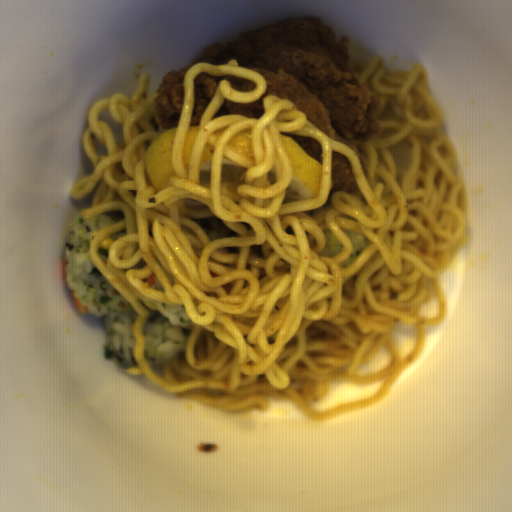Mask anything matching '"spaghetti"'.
Listing matches in <instances>:
<instances>
[{
  "instance_id": "c7327b10",
  "label": "spaghetti",
  "mask_w": 512,
  "mask_h": 512,
  "mask_svg": "<svg viewBox=\"0 0 512 512\" xmlns=\"http://www.w3.org/2000/svg\"><path fill=\"white\" fill-rule=\"evenodd\" d=\"M356 82L365 83L379 103L375 119L382 131L367 141L347 140L367 159L366 175L352 148L331 138L297 110L290 99L263 98L259 119L226 114L212 119L225 100L253 103L267 83L257 71L197 62L183 78V101L171 146L174 175L156 193L146 172L147 151L160 135L150 123L157 93L141 74L131 97L114 94L90 109L82 133L83 149L94 171L72 185L69 194L83 199L94 189L85 220L121 209L125 218L94 233L92 262L138 314L131 325L133 358L145 376L176 398L225 412L267 410L271 401H291L306 418L324 421L379 403L401 374L421 355L426 326L445 322L448 303L440 276L471 241L466 228L468 190L457 150L443 126L445 116L431 96L427 67L389 70L377 53L348 58ZM205 72L234 75L256 83L238 92L222 80L205 110L191 151L188 175L182 149L193 110V83ZM108 108L124 123L118 146L109 124L98 120ZM251 127L255 163L232 152L231 136ZM280 131L316 138L324 154L318 199L283 204L292 169ZM93 133L108 151L99 155ZM408 140L412 158L397 178L387 147ZM216 147L211 180L200 183L205 144ZM331 150L351 162L358 190L334 191L332 205L315 216L331 188ZM222 153L247 171L242 183L221 181ZM219 217L234 237L209 240L189 219ZM331 230L343 248L334 257L319 256ZM363 234L366 245L349 266L352 251L341 230ZM157 274L155 285L145 278ZM432 278L440 302L438 317H420L430 300ZM152 300L184 304L193 324L181 356L162 372L144 357L143 323L157 311ZM395 323L416 325L415 349L402 360L392 340ZM385 345L389 364L358 375ZM387 378V379H386ZM386 379L376 395L317 412L331 381L370 385Z\"/></svg>"
}]
</instances>
